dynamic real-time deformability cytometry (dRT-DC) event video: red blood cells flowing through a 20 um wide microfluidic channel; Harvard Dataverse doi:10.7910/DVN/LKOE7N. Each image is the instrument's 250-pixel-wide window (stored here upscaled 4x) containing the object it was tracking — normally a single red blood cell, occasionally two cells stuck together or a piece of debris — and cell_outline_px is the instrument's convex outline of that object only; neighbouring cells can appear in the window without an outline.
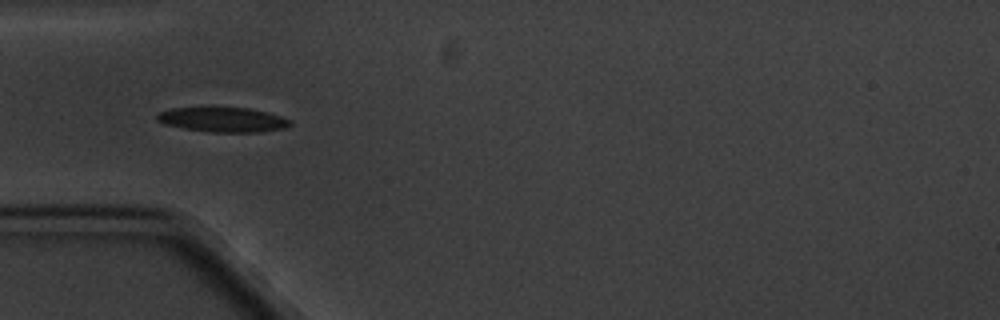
{"species": "common noctule bat (a hibernating species)", "species_latin": "Nyctalus noctula", "temperature_condition": "cold", "stored_images_in_passage": 6, "camera_frame_rate_fps": 3000, "um_per_image_px": 0.085, "animal": {"sex": "male", "body_mass_g": 20.1, "forearm_length_mm": 53.5}, "frame": {"image": 1, "passage_image": 2, "time_ms": 1.0, "image_size_px": [1000, 320], "cell_outline_px": [[292, 124], [284, 128], [260, 132], [208, 132], [184, 128], [164, 124], [156, 120], [156, 116], [160, 112], [172, 108], [248, 108], [268, 112], [292, 120]], "centroid_in_image_um": [18.96, 10.18], "position_along_channel_um": 66.0, "area_um2": 19.07}}
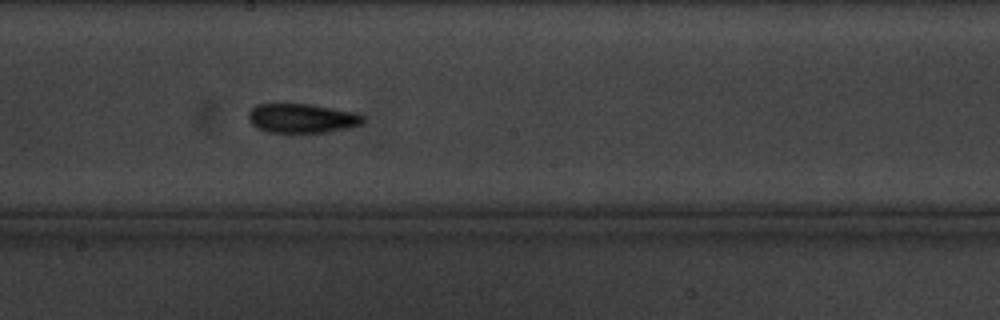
{"frame": {"image": 2, "passage_image": 6, "time_ms": 5.667, "image_size_px": [1000, 320], "cell_outline_px": [[364, 120], [360, 124], [328, 132], [268, 132], [256, 128], [248, 120], [248, 112], [256, 104], [308, 104], [356, 112], [364, 116]], "centroid_in_image_um": [25.62, 10.05], "position_along_channel_um": 222.6, "area_um2": 19.42}}